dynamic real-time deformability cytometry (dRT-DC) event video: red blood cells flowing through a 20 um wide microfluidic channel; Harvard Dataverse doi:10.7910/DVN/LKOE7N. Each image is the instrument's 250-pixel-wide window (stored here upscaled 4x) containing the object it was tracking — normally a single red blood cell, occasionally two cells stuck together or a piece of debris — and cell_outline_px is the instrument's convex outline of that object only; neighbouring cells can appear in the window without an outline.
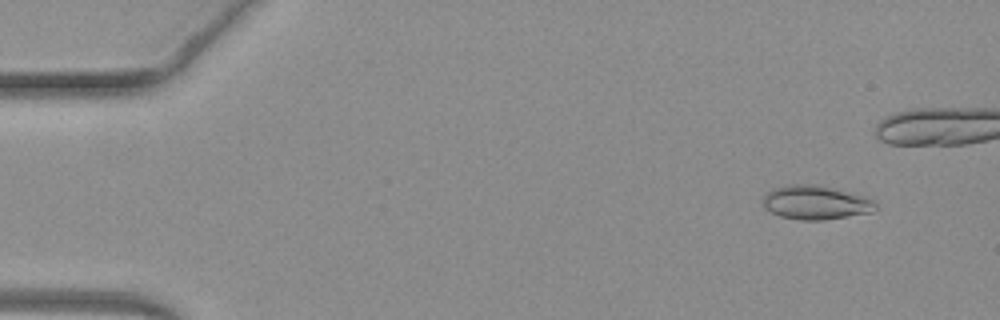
{"species": "common noctule bat (a hibernating species)", "species_latin": "Nyctalus noctula", "temperature_condition": "warm", "stored_images_in_passage": 42, "camera_frame_rate_fps": 3000, "um_per_image_px": 0.085, "animal": {"sex": "female", "body_mass_g": 19.3, "forearm_length_mm": 54.1}, "frame": {"image": 1, "passage_image": 5, "time_ms": 1.333, "image_size_px": [1000, 320], "cell_outline_px": [[876, 208], [872, 212], [824, 220], [800, 220], [780, 216], [764, 208], [764, 196], [772, 188], [788, 184], [816, 184], [864, 196], [872, 200], [876, 204]], "centroid_in_image_um": [69.31, 17.21], "position_along_channel_um": 15.7, "area_um2": 22.14}}
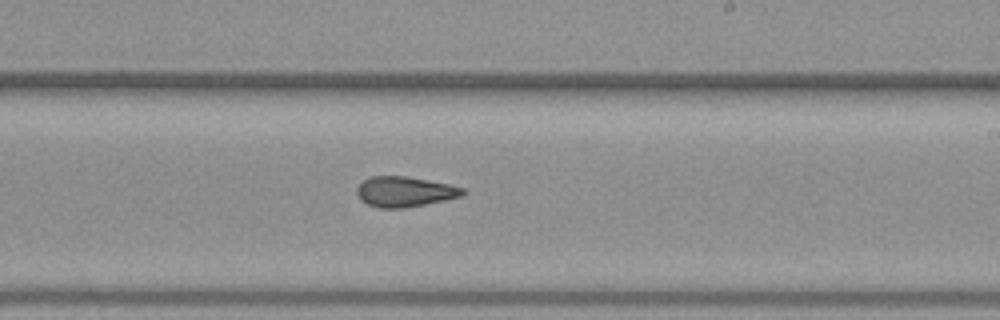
{"frame": {"image": 2, "passage_image": 31, "time_ms": 10.0, "image_size_px": [1000, 320], "cell_outline_px": [[468, 192], [464, 196], [404, 208], [380, 208], [368, 204], [360, 200], [356, 192], [356, 188], [364, 180], [372, 176], [408, 176], [448, 184], [464, 188]], "centroid_in_image_um": [34.42, 16.29], "position_along_channel_um": 254.6, "area_um2": 18.73}}
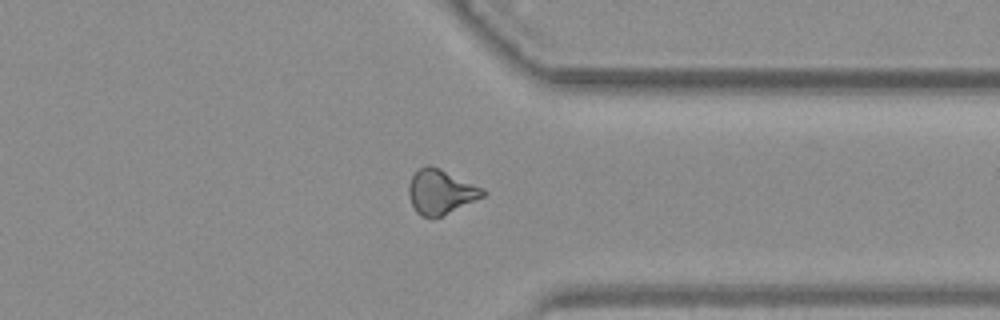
{"frame": {"image": 3, "passage_image": 40, "time_ms": 13.0, "image_size_px": [1000, 320], "cell_outline_px": [[488, 192], [484, 196], [440, 216], [420, 216], [416, 212], [408, 196], [408, 188], [412, 176], [424, 164], [432, 164], [484, 188]], "centroid_in_image_um": [37.46, 16.26], "position_along_channel_um": 373.9, "area_um2": 19.19}}